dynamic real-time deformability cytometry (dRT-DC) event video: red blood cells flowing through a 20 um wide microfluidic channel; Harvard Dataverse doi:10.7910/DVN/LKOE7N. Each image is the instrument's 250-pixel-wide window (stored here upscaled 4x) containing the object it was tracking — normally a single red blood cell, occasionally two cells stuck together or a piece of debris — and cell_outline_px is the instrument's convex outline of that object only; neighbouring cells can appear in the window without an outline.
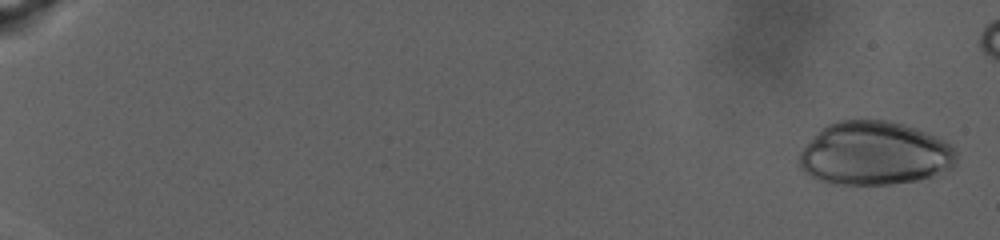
{"species": "human", "species_latin": "Homo sapiens", "temperature_condition": "warm", "stored_images_in_passage": 65, "camera_frame_rate_fps": 3000, "um_per_image_px": 0.085, "donor": {"sex": "male"}, "frame": {"image": 1, "passage_image": 2, "time_ms": 0.333, "image_size_px": [1000, 240], "cell_outline_px": [[956, 164], [948, 172], [916, 180], [888, 184], [832, 184], [820, 180], [804, 172], [796, 164], [800, 152], [812, 136], [820, 128], [836, 120], [888, 120], [904, 124], [916, 128], [936, 136], [944, 140], [956, 152]], "centroid_in_image_um": [74.32, 13.04], "position_along_channel_um": 10.7, "area_um2": 58.67}}
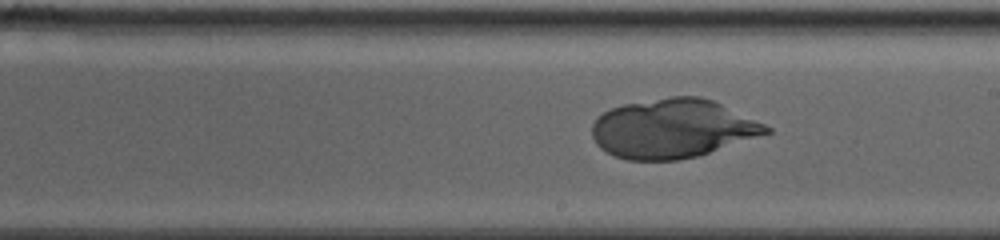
{"frame": {"image": 2, "passage_image": 36, "time_ms": 11.667, "image_size_px": [1000, 240], "cell_outline_px": [[772, 132], [696, 156], [676, 160], [628, 160], [616, 156], [600, 148], [596, 144], [592, 136], [592, 124], [596, 116], [612, 108], [624, 104], [672, 96], [700, 96], [712, 100], [764, 124], [772, 128]], "centroid_in_image_um": [57.13, 10.93], "position_along_channel_um": 231.9, "area_um2": 59.36}}
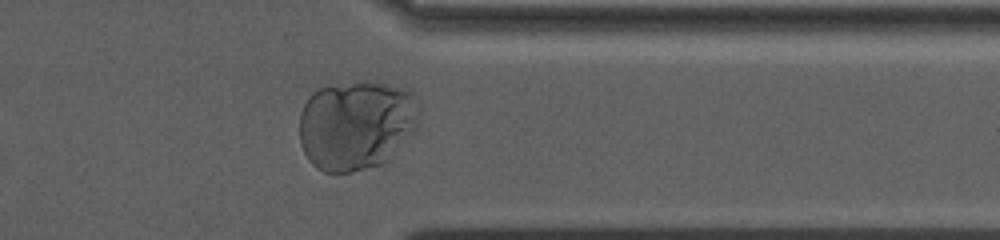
{"frame": {"image": 3, "passage_image": 55, "time_ms": 18.0, "image_size_px": [1000, 240], "cell_outline_px": [[420, 112], [416, 128], [388, 160], [384, 164], [352, 172], [324, 172], [316, 168], [308, 160], [300, 144], [300, 112], [308, 96], [312, 92], [328, 84], [376, 80], [404, 88], [412, 92], [416, 96], [420, 104]], "centroid_in_image_um": [30.29, 10.59], "position_along_channel_um": 381.1, "area_um2": 63.87}}